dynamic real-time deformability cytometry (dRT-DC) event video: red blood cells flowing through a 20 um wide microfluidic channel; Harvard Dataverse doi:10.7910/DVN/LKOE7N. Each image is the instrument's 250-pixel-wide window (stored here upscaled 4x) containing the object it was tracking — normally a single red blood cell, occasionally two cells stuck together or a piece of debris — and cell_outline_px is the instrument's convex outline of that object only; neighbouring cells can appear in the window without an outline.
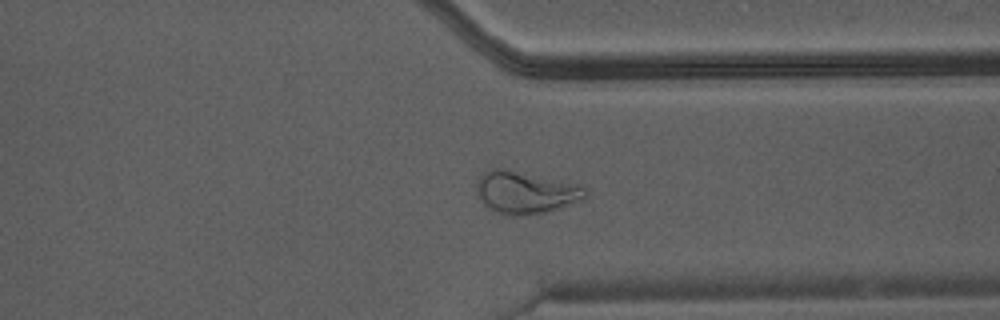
{"species": "Egyptian fruit bat (a non-hibernating species)", "species_latin": "Rousettus aegyptiacus", "temperature_condition": "warm", "stored_images_in_passage": 41, "segment_of_instrument_passage": [1, 2], "camera_frame_rate_fps": 3000, "um_per_image_px": 0.085, "animal": {"sex": "male"}, "frame": {"image": 1, "passage_image": 30, "time_ms": 9.667, "image_size_px": [1000, 320], "cell_outline_px": [[588, 196], [572, 204], [544, 212], [516, 216], [500, 212], [488, 208], [476, 196], [476, 184], [480, 176], [484, 172], [492, 168], [504, 168], [580, 184], [588, 192]], "centroid_in_image_um": [44.66, 16.33], "position_along_channel_um": 366.7, "area_um2": 26.82}}
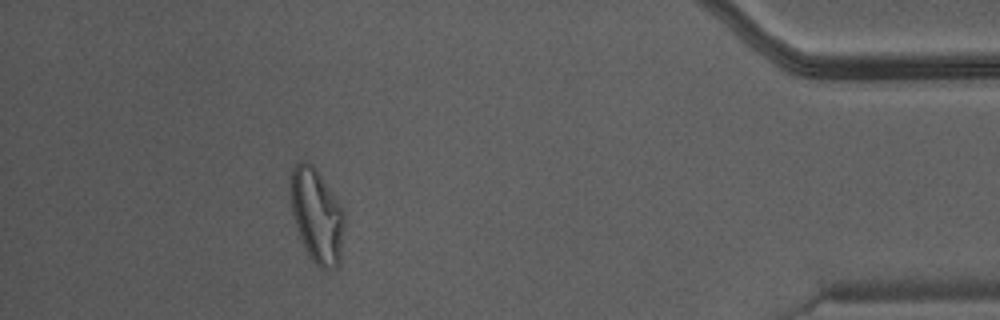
{"frame": {"image": 2, "passage_image": 36, "time_ms": 11.667, "image_size_px": [1000, 320], "cell_outline_px": [[344, 224], [340, 264], [336, 268], [328, 272], [320, 268], [308, 256], [296, 228], [292, 212], [292, 168], [300, 160], [304, 160], [312, 164], [320, 172], [344, 212]], "centroid_in_image_um": [26.96, 18.38], "position_along_channel_um": 408.2, "area_um2": 29.54}}